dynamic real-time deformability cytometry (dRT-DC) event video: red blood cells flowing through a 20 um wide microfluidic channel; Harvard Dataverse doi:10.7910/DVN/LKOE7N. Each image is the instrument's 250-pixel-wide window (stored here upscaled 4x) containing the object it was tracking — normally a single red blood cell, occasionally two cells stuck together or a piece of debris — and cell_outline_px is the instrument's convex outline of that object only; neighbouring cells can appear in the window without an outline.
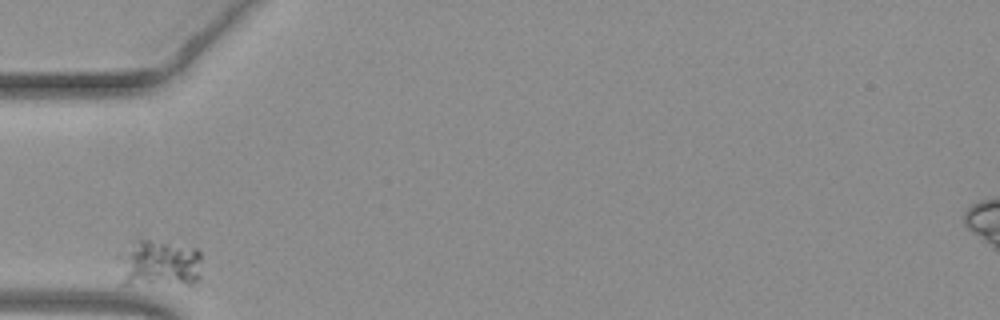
{"species": "common noctule bat (a hibernating species)", "species_latin": "Nyctalus noctula", "temperature_condition": "warm", "stored_images_in_passage": 28, "camera_frame_rate_fps": 3000, "um_per_image_px": 0.085, "animal": {"sex": "female", "body_mass_g": 19.3, "forearm_length_mm": 54.1}, "frame": {"image": 1, "passage_image": 1, "time_ms": 0.0, "image_size_px": [1000, 320], "cell_outline_px": [[200, 276], [192, 284], [120, 284], [132, 252], [140, 236], [196, 248], [200, 252]], "centroid_in_image_um": [13.77, 22.41], "position_along_channel_um": 71.2, "area_um2": 21.44}}
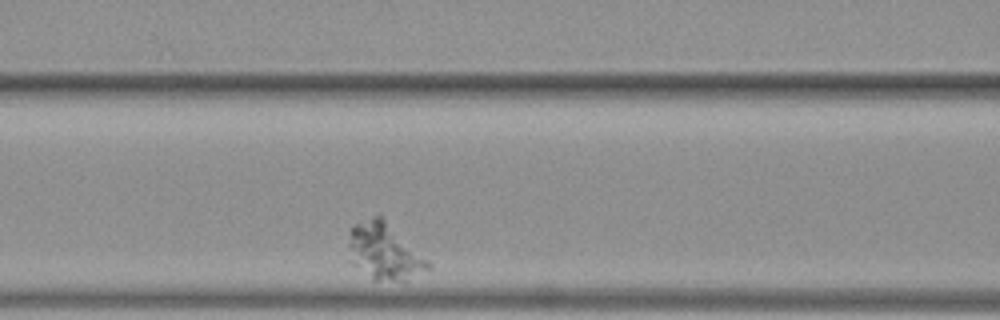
{"frame": {"image": 2, "passage_image": 7, "time_ms": 2.0, "image_size_px": [1000, 320], "cell_outline_px": [[432, 268], [404, 280], [372, 280], [352, 264], [348, 260], [348, 232], [356, 224], [380, 212], [432, 264]], "centroid_in_image_um": [32.64, 21.34], "position_along_channel_um": 134.0, "area_um2": 26.65}}
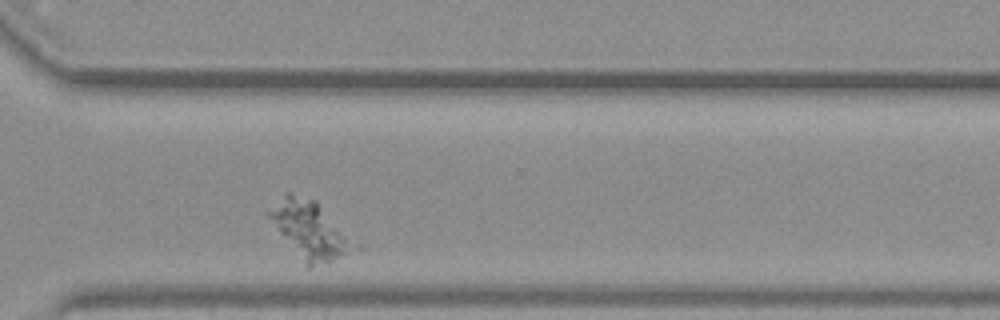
{"frame": {"image": 3, "passage_image": 25, "time_ms": 8.0, "image_size_px": [1000, 320], "cell_outline_px": [[364, 252], [308, 268], [304, 268], [264, 212], [284, 192], [288, 192], [316, 200], [364, 248]], "centroid_in_image_um": [26.43, 19.61], "position_along_channel_um": 344.2, "area_um2": 30.23}}